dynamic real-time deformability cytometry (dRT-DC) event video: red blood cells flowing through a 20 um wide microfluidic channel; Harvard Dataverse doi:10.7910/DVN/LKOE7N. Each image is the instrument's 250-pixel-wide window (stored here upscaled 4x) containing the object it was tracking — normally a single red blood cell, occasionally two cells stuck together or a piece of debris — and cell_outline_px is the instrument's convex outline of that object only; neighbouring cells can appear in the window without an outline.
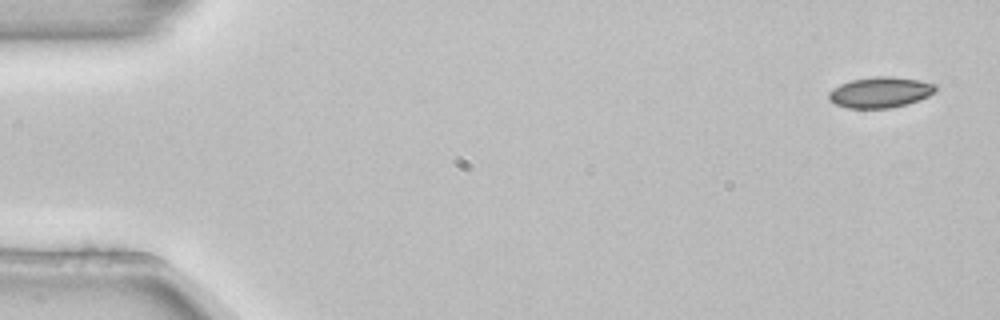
{"species": "common noctule bat (a hibernating species)", "species_latin": "Nyctalus noctula", "temperature_condition": "room temperature", "stored_images_in_passage": 3, "camera_frame_rate_fps": 3000, "um_per_image_px": 0.085, "animal": {"sex": "female", "body_mass_g": 22.7, "forearm_length_mm": 54.2}, "frame": {"image": 1, "passage_image": 1, "time_ms": 0.0, "image_size_px": [1000, 320], "cell_outline_px": [[936, 92], [920, 100], [908, 104], [888, 108], [848, 108], [836, 104], [828, 100], [828, 92], [832, 88], [840, 84], [852, 80], [876, 76], [892, 76], [916, 80], [936, 84]], "centroid_in_image_um": [74.81, 7.85], "position_along_channel_um": 10.2, "area_um2": 19.19}}